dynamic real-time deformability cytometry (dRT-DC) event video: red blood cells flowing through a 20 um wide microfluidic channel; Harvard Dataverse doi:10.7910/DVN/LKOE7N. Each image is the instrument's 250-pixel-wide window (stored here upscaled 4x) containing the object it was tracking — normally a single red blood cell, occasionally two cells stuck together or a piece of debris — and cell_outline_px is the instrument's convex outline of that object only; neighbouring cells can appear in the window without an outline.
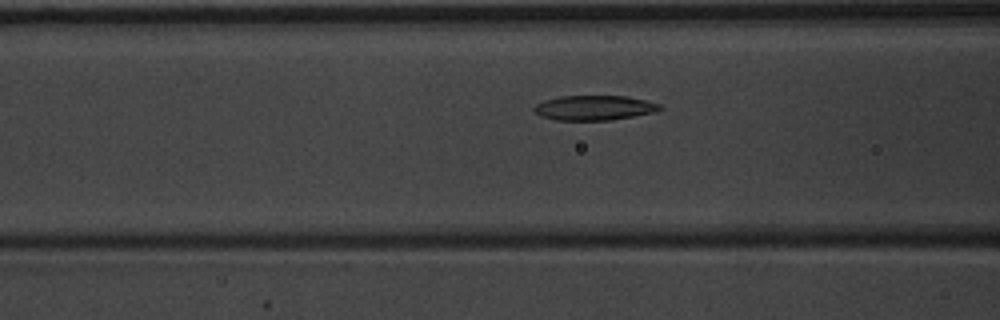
{"species": "common noctule bat (a hibernating species)", "species_latin": "Nyctalus noctula", "temperature_condition": "warm", "stored_images_in_passage": 45, "camera_frame_rate_fps": 3000, "um_per_image_px": 0.085, "animal": {"sex": "male", "body_mass_g": 20.1, "forearm_length_mm": 53.5}, "frame": {"image": 1, "passage_image": 14, "time_ms": 4.333, "image_size_px": [1000, 320], "cell_outline_px": [[664, 108], [656, 112], [612, 120], [556, 120], [540, 116], [532, 108], [536, 104], [544, 100], [560, 96], [628, 96], [660, 104]], "centroid_in_image_um": [50.52, 9.16], "position_along_channel_um": 116.1, "area_um2": 18.26}}
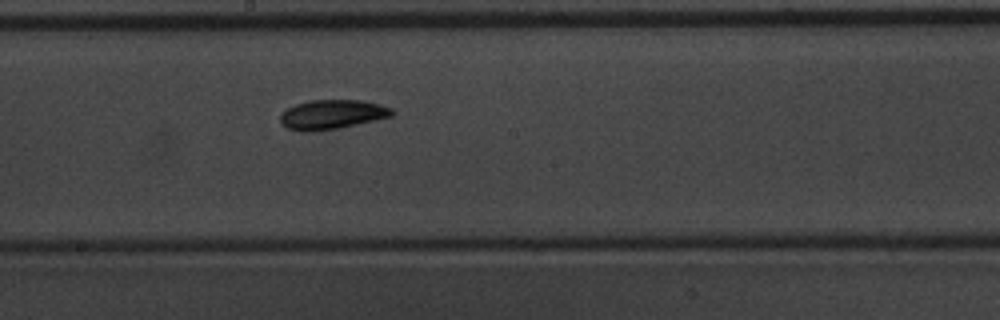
{"frame": {"image": 2, "passage_image": 22, "time_ms": 7.0, "image_size_px": [1000, 320], "cell_outline_px": [[392, 116], [336, 128], [308, 132], [300, 132], [288, 128], [280, 120], [280, 112], [284, 108], [308, 100], [364, 100], [380, 104], [392, 108]], "centroid_in_image_um": [28.16, 9.71], "position_along_channel_um": 220.0, "area_um2": 19.07}}
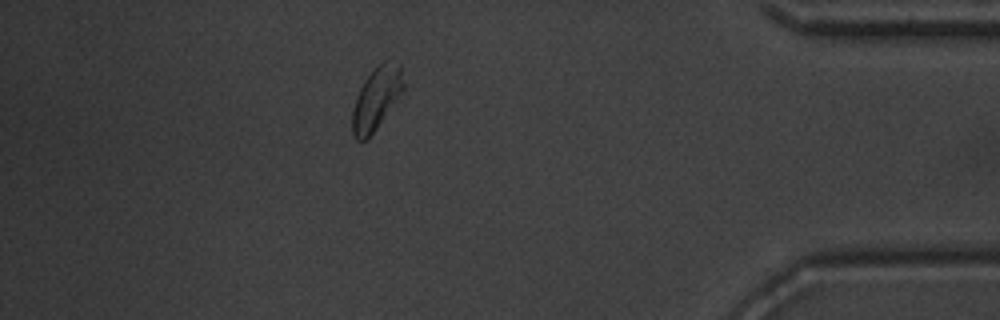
{"frame": {"image": 3, "passage_image": 39, "time_ms": 12.667, "image_size_px": [1000, 320], "cell_outline_px": [[404, 88], [376, 128], [364, 140], [356, 140], [352, 136], [352, 112], [356, 96], [364, 80], [384, 60], [400, 64], [404, 84]], "centroid_in_image_um": [31.97, 8.36], "position_along_channel_um": 403.2, "area_um2": 18.03}, "authors_computed_cell_mechanics": {"area_um2": 18.4382, "velocity_mm_per_s": 3.8947, "shape_relaxation_time_tau1_ms": 3.1265, "shape_relaxation_time_tau2_ms": null, "deformation_change_tau1": 0.1189, "deformation_change_tau2": null}}